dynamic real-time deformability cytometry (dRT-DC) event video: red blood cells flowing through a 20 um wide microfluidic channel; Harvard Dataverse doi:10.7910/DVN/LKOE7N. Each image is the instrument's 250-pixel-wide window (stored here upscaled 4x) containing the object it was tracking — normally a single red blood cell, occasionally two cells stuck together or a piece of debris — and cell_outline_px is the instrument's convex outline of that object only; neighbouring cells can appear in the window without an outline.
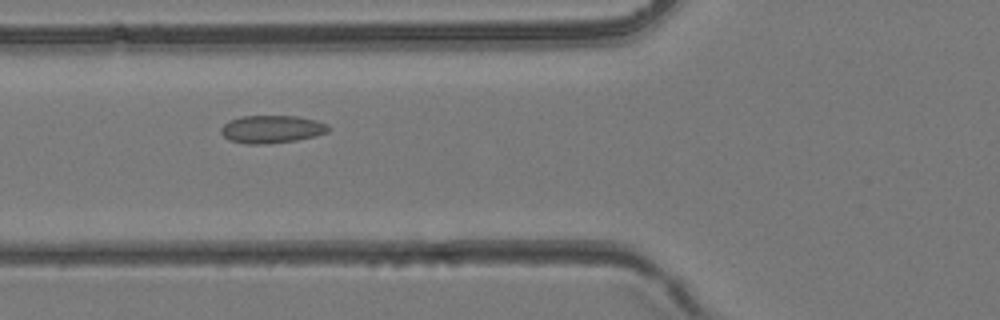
{"species": "common noctule bat (a hibernating species)", "species_latin": "Nyctalus noctula", "temperature_condition": "room temperature", "stored_images_in_passage": 36, "camera_frame_rate_fps": 3000, "um_per_image_px": 0.085, "animal": {"sex": "female", "body_mass_g": 24.6, "forearm_length_mm": 56.2}, "frame": {"image": 1, "passage_image": 9, "time_ms": 2.667, "image_size_px": [1000, 320], "cell_outline_px": [[332, 128], [328, 132], [316, 136], [296, 140], [264, 144], [244, 144], [228, 140], [220, 132], [220, 128], [228, 120], [240, 116], [296, 116], [316, 120], [328, 124]], "centroid_in_image_um": [23.09, 10.98], "position_along_channel_um": 102.7, "area_um2": 17.63}}
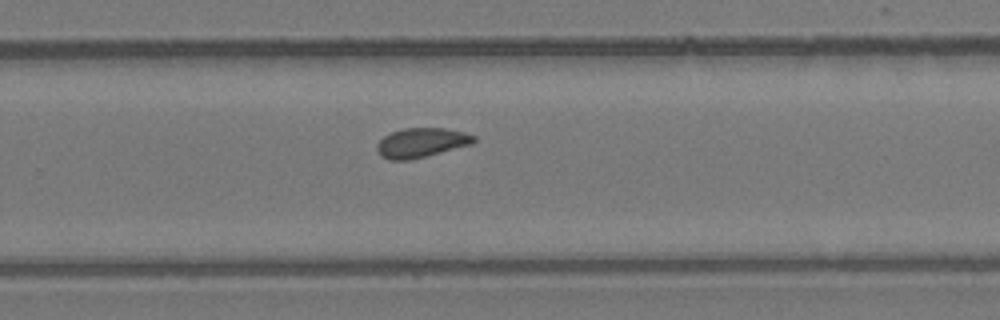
{"frame": {"image": 2, "passage_image": 21, "time_ms": 6.667, "image_size_px": [1000, 320], "cell_outline_px": [[476, 140], [472, 144], [408, 160], [388, 160], [380, 156], [376, 148], [376, 144], [384, 136], [392, 132], [404, 128], [444, 128], [464, 132], [476, 136]], "centroid_in_image_um": [35.79, 12.12], "position_along_channel_um": 294.0, "area_um2": 16.53}}
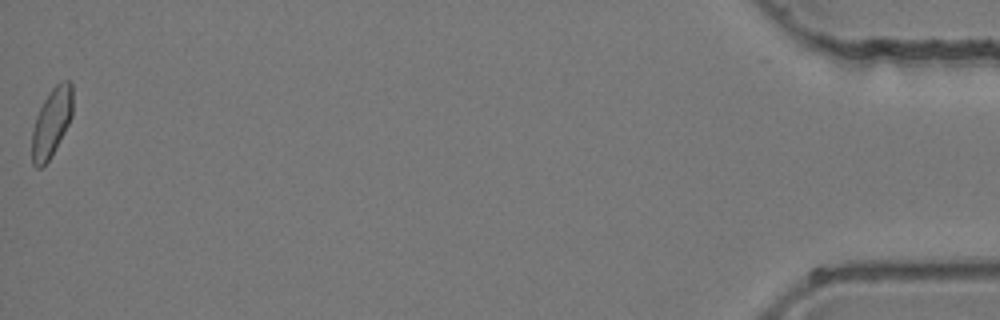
{"frame": {"image": 3, "passage_image": 36, "time_ms": 11.667, "image_size_px": [1000, 320], "cell_outline_px": [[72, 116], [56, 148], [48, 160], [40, 168], [36, 168], [32, 164], [32, 132], [36, 116], [48, 92], [60, 80], [72, 80]], "centroid_in_image_um": [4.38, 10.37], "position_along_channel_um": 430.8, "area_um2": 16.3}}